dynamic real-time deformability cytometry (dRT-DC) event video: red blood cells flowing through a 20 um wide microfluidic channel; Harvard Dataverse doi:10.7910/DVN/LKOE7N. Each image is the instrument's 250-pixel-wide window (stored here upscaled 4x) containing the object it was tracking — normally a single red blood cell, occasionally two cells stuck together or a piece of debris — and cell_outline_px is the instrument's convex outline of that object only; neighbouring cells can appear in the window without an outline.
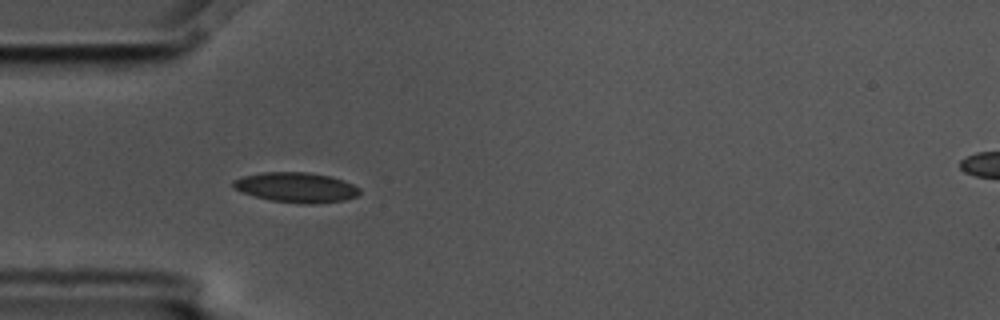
{"species": "common noctule bat (a hibernating species)", "species_latin": "Nyctalus noctula", "temperature_condition": "cold", "stored_images_in_passage": 6, "camera_frame_rate_fps": 3000, "um_per_image_px": 0.085, "animal": {"sex": "male", "body_mass_g": 17.5, "forearm_length_mm": 52.3}, "frame": {"image": 1, "passage_image": 5, "time_ms": 1.333, "image_size_px": [1000, 320], "cell_outline_px": [[360, 192], [356, 196], [344, 200], [312, 204], [304, 204], [272, 200], [256, 196], [232, 188], [232, 180], [244, 176], [264, 172], [308, 172], [328, 176], [344, 180], [360, 188]], "centroid_in_image_um": [25.18, 15.92], "position_along_channel_um": 59.8, "area_um2": 21.91}}